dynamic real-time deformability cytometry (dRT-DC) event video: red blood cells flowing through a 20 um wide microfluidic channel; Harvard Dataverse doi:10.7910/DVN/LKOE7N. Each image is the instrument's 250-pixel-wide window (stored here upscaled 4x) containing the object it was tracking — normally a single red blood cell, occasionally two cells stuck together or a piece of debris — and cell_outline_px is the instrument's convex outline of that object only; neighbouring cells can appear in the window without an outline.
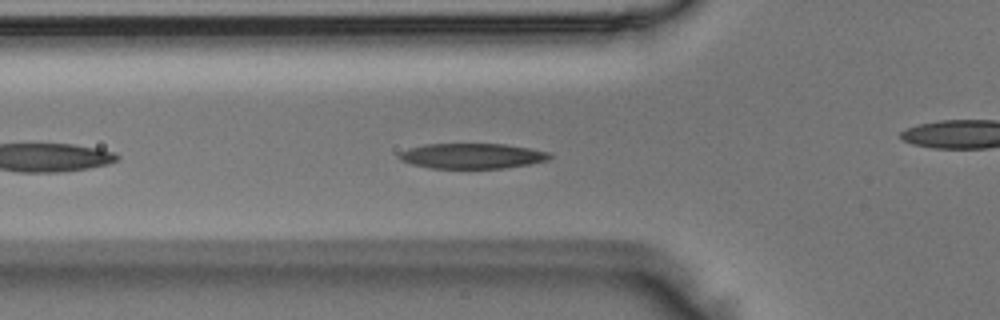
{"species": "Egyptian fruit bat (a non-hibernating species)", "species_latin": "Rousettus aegyptiacus", "temperature_condition": "room temperature", "stored_images_in_passage": 16, "camera_frame_rate_fps": 3000, "um_per_image_px": 0.085, "animal": {"sex": "male"}, "frame": {"image": 1, "passage_image": 5, "time_ms": 1.333, "image_size_px": [1000, 320], "cell_outline_px": [[552, 156], [548, 160], [528, 164], [504, 168], [428, 168], [412, 164], [400, 160], [396, 156], [400, 152], [408, 148], [424, 144], [504, 144], [552, 152]], "centroid_in_image_um": [40.1, 13.25], "position_along_channel_um": 85.7, "area_um2": 22.25}}
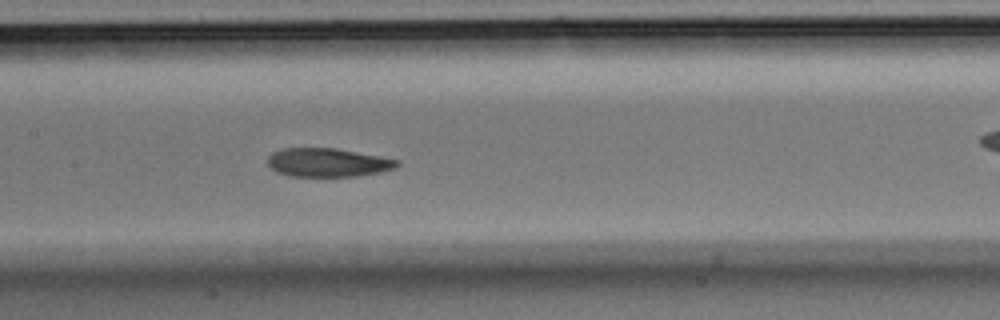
{"frame": {"image": 2, "passage_image": 12, "time_ms": 3.667, "image_size_px": [1000, 320], "cell_outline_px": [[400, 164], [396, 168], [380, 172], [356, 176], [288, 176], [276, 172], [268, 164], [268, 156], [272, 152], [284, 148], [336, 148], [380, 156], [400, 160]], "centroid_in_image_um": [27.87, 13.81], "position_along_channel_um": 179.5, "area_um2": 21.68}}